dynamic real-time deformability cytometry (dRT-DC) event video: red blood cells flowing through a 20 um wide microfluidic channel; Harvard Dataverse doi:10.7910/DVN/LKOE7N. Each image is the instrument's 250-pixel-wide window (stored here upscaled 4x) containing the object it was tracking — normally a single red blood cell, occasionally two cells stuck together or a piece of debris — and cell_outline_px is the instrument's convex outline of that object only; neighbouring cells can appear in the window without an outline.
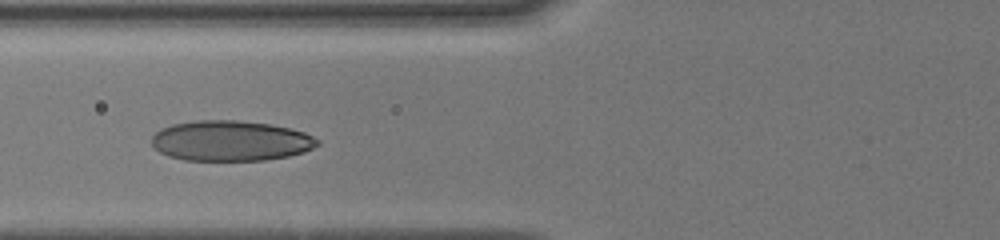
{"species": "human", "species_latin": "Homo sapiens", "temperature_condition": "cold", "stored_images_in_passage": 11, "camera_frame_rate_fps": 3000, "um_per_image_px": 0.085, "donor": {"sex": "male"}, "frame": {"image": 1, "passage_image": 10, "time_ms": 4.333, "image_size_px": [1000, 240], "cell_outline_px": [[320, 144], [304, 152], [288, 156], [264, 160], [184, 160], [168, 156], [160, 152], [152, 144], [152, 136], [160, 128], [172, 124], [196, 120], [236, 120], [272, 124], [292, 128], [304, 132], [320, 140]], "centroid_in_image_um": [19.61, 11.96], "position_along_channel_um": 106.2, "area_um2": 39.19}}